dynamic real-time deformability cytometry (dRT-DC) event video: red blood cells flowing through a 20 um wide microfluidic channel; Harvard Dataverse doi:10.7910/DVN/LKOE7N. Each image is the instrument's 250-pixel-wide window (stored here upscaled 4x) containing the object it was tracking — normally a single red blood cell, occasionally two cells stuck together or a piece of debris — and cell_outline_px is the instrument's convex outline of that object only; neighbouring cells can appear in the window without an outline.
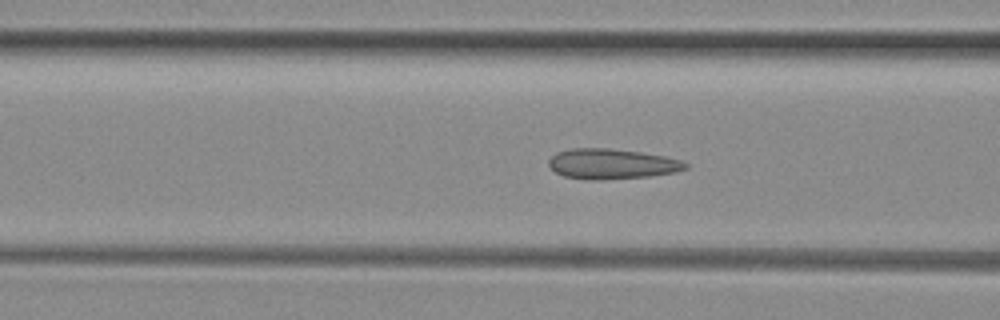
{"species": "common noctule bat (a hibernating species)", "species_latin": "Nyctalus noctula", "temperature_condition": "room temperature", "stored_images_in_passage": 50, "camera_frame_rate_fps": 3000, "um_per_image_px": 0.085, "animal": {"sex": "female", "body_mass_g": 29.2, "forearm_length_mm": 56.3}, "frame": {"image": 1, "passage_image": 19, "time_ms": 6.0, "image_size_px": [1000, 320], "cell_outline_px": [[688, 168], [676, 172], [648, 176], [600, 180], [588, 180], [564, 176], [556, 172], [548, 164], [548, 160], [556, 152], [572, 148], [608, 148], [640, 152], [664, 156], [680, 160], [688, 164]], "centroid_in_image_um": [51.99, 13.93], "position_along_channel_um": 114.6, "area_um2": 24.04}}
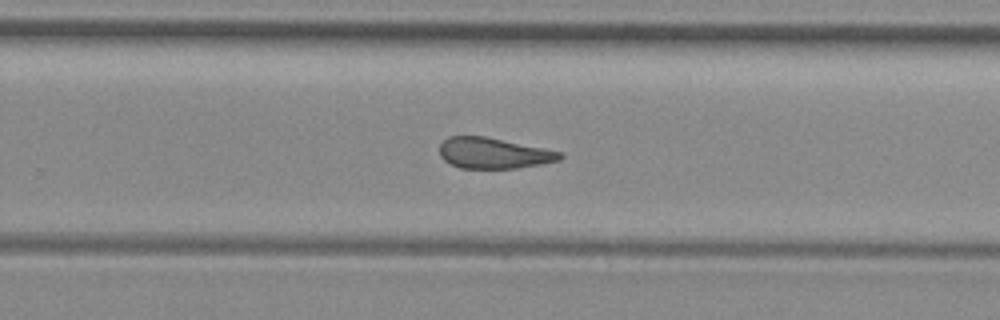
{"frame": {"image": 2, "passage_image": 32, "time_ms": 10.333, "image_size_px": [1000, 320], "cell_outline_px": [[564, 156], [560, 160], [540, 164], [516, 168], [460, 168], [444, 160], [440, 156], [440, 144], [448, 136], [484, 136], [564, 152]], "centroid_in_image_um": [41.97, 13.01], "position_along_channel_um": 287.8, "area_um2": 21.56}}
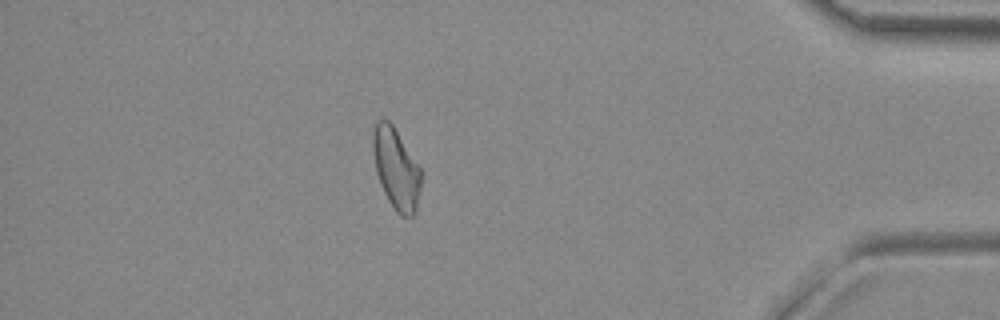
{"frame": {"image": 3, "passage_image": 44, "time_ms": 14.333, "image_size_px": [1000, 320], "cell_outline_px": [[420, 188], [416, 212], [412, 216], [400, 216], [392, 208], [380, 184], [376, 172], [372, 152], [372, 136], [376, 120], [388, 120], [392, 124], [420, 168]], "centroid_in_image_um": [33.64, 14.36], "position_along_channel_um": 401.6, "area_um2": 22.6}, "authors_computed_cell_mechanics": {"area_um2": 23.409, "velocity_mm_per_s": 4.014, "shape_relaxation_time_tau1_ms": null, "shape_relaxation_time_tau2_ms": 1.8161, "deformation_change_tau1": null, "deformation_change_tau2": 0.0839}}